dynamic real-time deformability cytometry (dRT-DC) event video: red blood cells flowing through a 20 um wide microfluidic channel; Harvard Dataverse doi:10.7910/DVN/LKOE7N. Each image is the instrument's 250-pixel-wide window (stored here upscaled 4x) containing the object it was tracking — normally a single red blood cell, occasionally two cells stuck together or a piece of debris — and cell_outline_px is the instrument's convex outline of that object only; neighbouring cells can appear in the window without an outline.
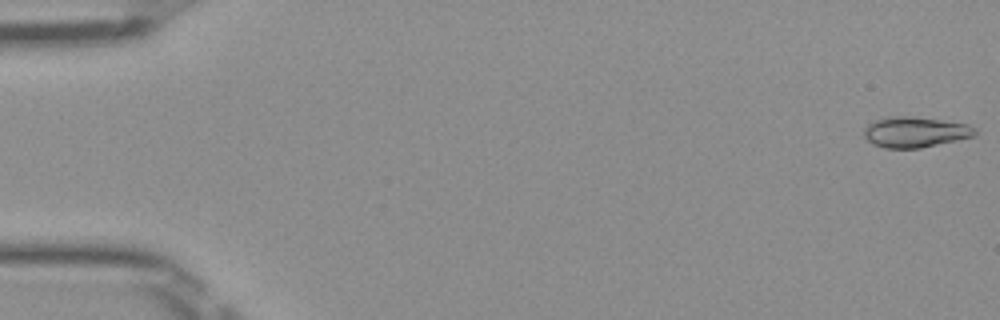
{"species": "Egyptian fruit bat (a non-hibernating species)", "species_latin": "Rousettus aegyptiacus", "temperature_condition": "room temperature", "stored_images_in_passage": 51, "camera_frame_rate_fps": 3000, "um_per_image_px": 0.085, "frame": {"image": 1, "passage_image": 1, "time_ms": 0.0, "image_size_px": [1000, 320], "cell_outline_px": [[976, 136], [920, 148], [884, 148], [872, 144], [864, 136], [864, 128], [872, 120], [888, 116], [912, 116], [968, 124], [976, 128]], "centroid_in_image_um": [77.76, 11.22], "position_along_channel_um": 7.2, "area_um2": 19.94}}
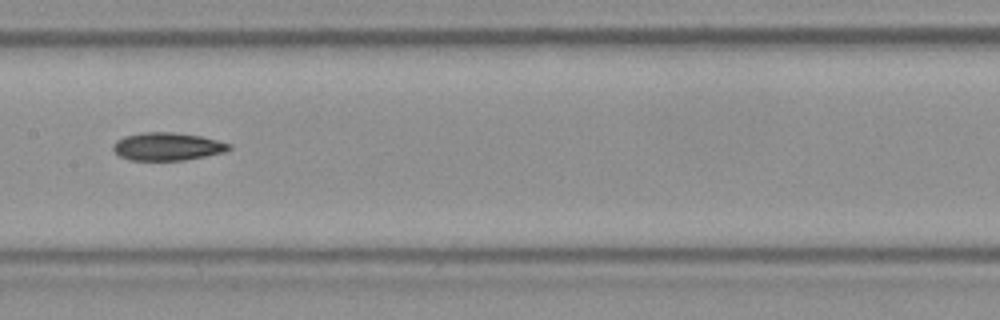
{"frame": {"image": 2, "passage_image": 26, "time_ms": 8.333, "image_size_px": [1000, 320], "cell_outline_px": [[232, 148], [224, 152], [184, 160], [128, 160], [120, 156], [112, 148], [112, 144], [116, 140], [124, 136], [144, 132], [172, 132], [200, 136], [232, 144]], "centroid_in_image_um": [14.2, 12.45], "position_along_channel_um": 193.2, "area_um2": 18.79}}
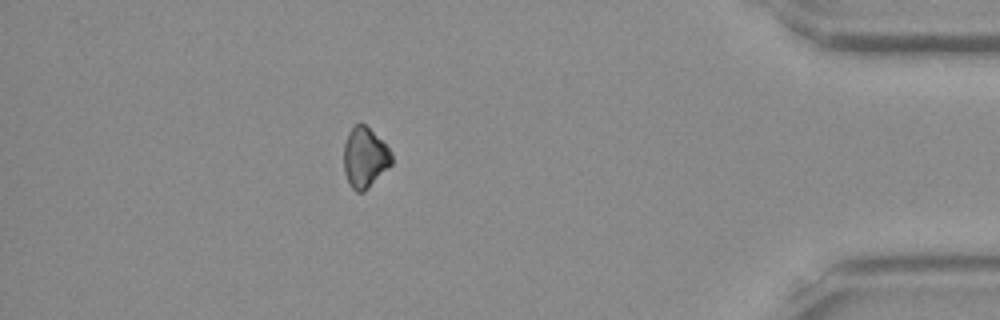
{"frame": {"image": 3, "passage_image": 45, "time_ms": 14.667, "image_size_px": [1000, 320], "cell_outline_px": [[392, 164], [364, 192], [356, 192], [352, 188], [344, 172], [344, 144], [348, 132], [360, 120], [392, 152]], "centroid_in_image_um": [31.0, 13.4], "position_along_channel_um": 404.2, "area_um2": 16.65}, "authors_computed_cell_mechanics": {"area_um2": 18.6116, "velocity_mm_per_s": 4.0262, "shape_relaxation_time_tau1_ms": 3.7537, "shape_relaxation_time_tau2_ms": null, "deformation_change_tau1": 0.0987, "deformation_change_tau2": null}}